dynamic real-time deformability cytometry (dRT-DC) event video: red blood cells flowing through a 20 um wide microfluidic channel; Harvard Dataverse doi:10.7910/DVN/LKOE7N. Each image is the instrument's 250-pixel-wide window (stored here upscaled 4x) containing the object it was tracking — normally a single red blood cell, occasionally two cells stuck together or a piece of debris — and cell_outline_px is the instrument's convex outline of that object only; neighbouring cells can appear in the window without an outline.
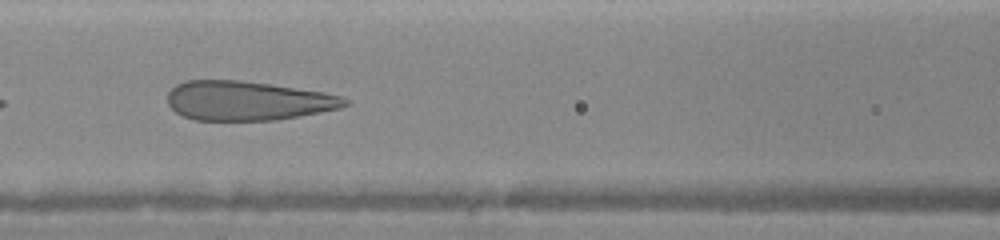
{"species": "human", "species_latin": "Homo sapiens", "temperature_condition": "warm", "stored_images_in_passage": 27, "camera_frame_rate_fps": 3000, "um_per_image_px": 0.085, "donor": {"sex": "female"}, "frame": {"image": 1, "passage_image": 4, "time_ms": 1.667, "image_size_px": [1000, 240], "cell_outline_px": [[348, 104], [340, 108], [300, 116], [276, 120], [196, 120], [184, 116], [176, 112], [168, 104], [168, 92], [176, 84], [184, 80], [240, 80], [324, 92], [340, 96], [348, 100]], "centroid_in_image_um": [21.02, 8.56], "position_along_channel_um": 145.6, "area_um2": 40.46}}
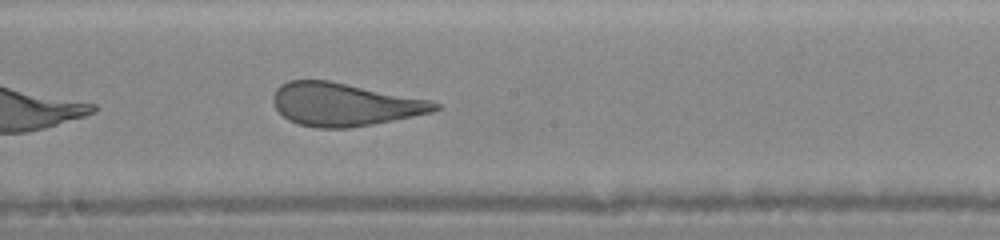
{"frame": {"image": 2, "passage_image": 8, "time_ms": 3.333, "image_size_px": [1000, 240], "cell_outline_px": [[440, 108], [432, 112], [372, 124], [348, 128], [316, 128], [296, 124], [288, 120], [276, 108], [272, 100], [272, 96], [276, 88], [280, 84], [288, 80], [332, 80], [432, 100], [440, 104]], "centroid_in_image_um": [29.25, 8.86], "position_along_channel_um": 219.0, "area_um2": 40.86}}
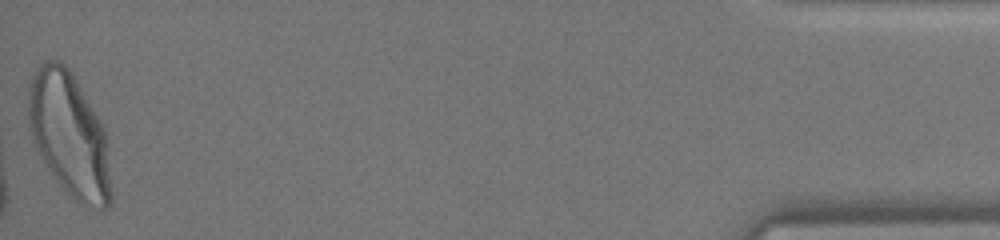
{"frame": {"image": 3, "passage_image": 27, "time_ms": 10.0, "image_size_px": [1000, 240], "cell_outline_px": [[112, 200], [108, 208], [100, 212], [80, 204], [60, 184], [40, 156], [32, 140], [28, 116], [28, 92], [32, 76], [36, 68], [44, 60], [60, 60], [72, 72], [100, 120], [104, 128], [112, 192]], "centroid_in_image_um": [5.9, 11.47], "position_along_channel_um": 429.3, "area_um2": 59.82}}